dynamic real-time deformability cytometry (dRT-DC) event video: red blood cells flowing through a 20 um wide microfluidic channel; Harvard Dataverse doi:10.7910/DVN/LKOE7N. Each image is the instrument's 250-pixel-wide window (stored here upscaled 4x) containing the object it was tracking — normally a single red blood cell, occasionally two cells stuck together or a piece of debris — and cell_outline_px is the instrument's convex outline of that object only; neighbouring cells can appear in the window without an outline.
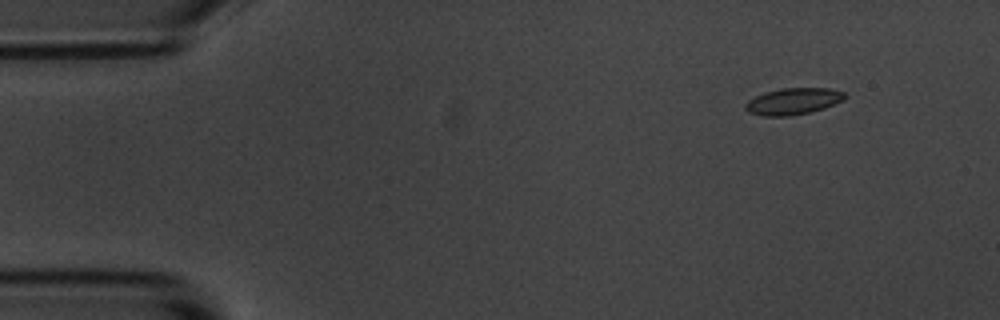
{"species": "common noctule bat (a hibernating species)", "species_latin": "Nyctalus noctula", "temperature_condition": "room temperature", "stored_images_in_passage": 5, "camera_frame_rate_fps": 3000, "um_per_image_px": 0.085, "animal": {"sex": "male", "body_mass_g": 20.1, "forearm_length_mm": 53.5}, "frame": {"image": 1, "passage_image": 1, "time_ms": 0.0, "image_size_px": [1000, 320], "cell_outline_px": [[848, 96], [844, 100], [824, 108], [808, 112], [788, 116], [764, 116], [748, 112], [744, 108], [744, 104], [748, 100], [764, 92], [780, 88], [828, 88], [844, 92]], "centroid_in_image_um": [67.41, 8.6], "position_along_channel_um": 17.6, "area_um2": 15.43}}
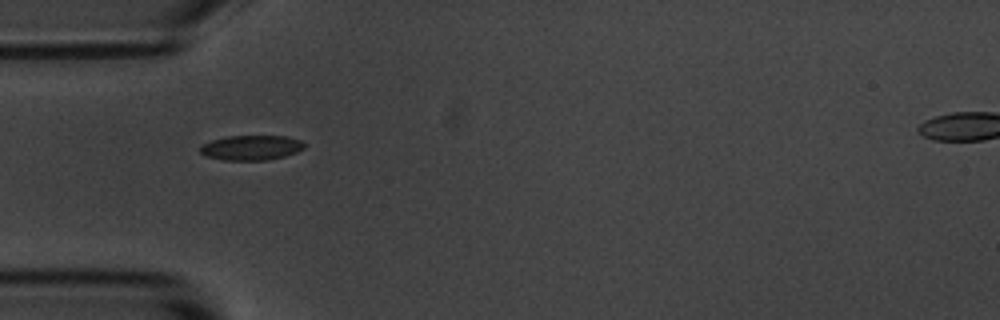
{"frame": {"image": 2, "passage_image": 4, "time_ms": 3.667, "image_size_px": [1000, 320], "cell_outline_px": [[304, 148], [296, 152], [284, 156], [268, 160], [224, 160], [204, 156], [200, 152], [200, 148], [204, 144], [212, 140], [228, 136], [288, 136], [300, 140], [304, 144]], "centroid_in_image_um": [21.35, 12.55], "position_along_channel_um": 63.6, "area_um2": 15.03}}